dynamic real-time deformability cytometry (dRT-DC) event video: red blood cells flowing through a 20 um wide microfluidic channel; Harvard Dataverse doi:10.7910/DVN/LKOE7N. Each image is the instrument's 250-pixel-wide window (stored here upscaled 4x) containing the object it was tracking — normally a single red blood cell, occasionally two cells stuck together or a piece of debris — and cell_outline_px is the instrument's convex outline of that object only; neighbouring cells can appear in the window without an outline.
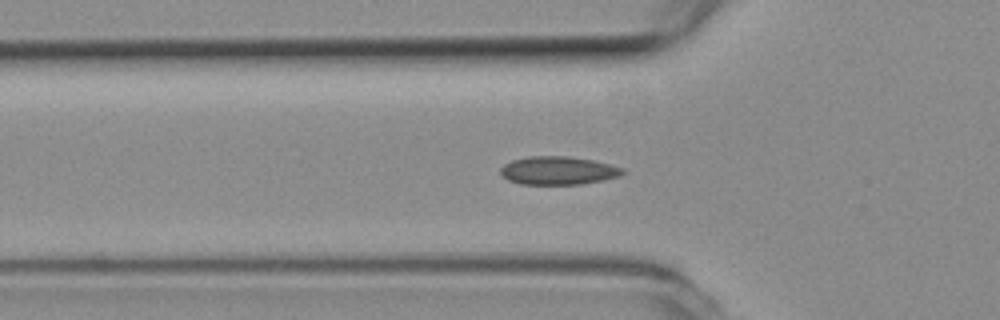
{"species": "common noctule bat (a hibernating species)", "species_latin": "Nyctalus noctula", "temperature_condition": "room temperature", "stored_images_in_passage": 41, "segment_of_instrument_passage": [1, 2], "camera_frame_rate_fps": 3000, "um_per_image_px": 0.085, "animal": {"sex": "female", "body_mass_g": 19.3, "forearm_length_mm": 54.1}, "frame": {"image": 1, "passage_image": 4, "time_ms": 1.0, "image_size_px": [1000, 320], "cell_outline_px": [[624, 172], [620, 176], [604, 180], [580, 184], [520, 184], [508, 180], [500, 172], [500, 168], [504, 164], [512, 160], [528, 156], [568, 156], [592, 160], [624, 168]], "centroid_in_image_um": [47.43, 14.49], "position_along_channel_um": 78.4, "area_um2": 20.06}}
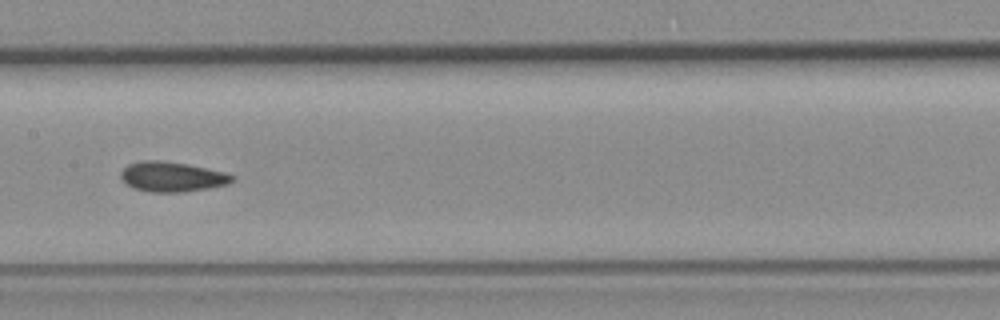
{"frame": {"image": 2, "passage_image": 13, "time_ms": 4.0, "image_size_px": [1000, 320], "cell_outline_px": [[236, 180], [228, 184], [208, 188], [184, 192], [152, 192], [132, 188], [120, 176], [120, 172], [128, 164], [140, 160], [160, 160], [188, 164], [224, 172], [236, 176]], "centroid_in_image_um": [14.64, 15.02], "position_along_channel_um": 192.8, "area_um2": 19.54}}
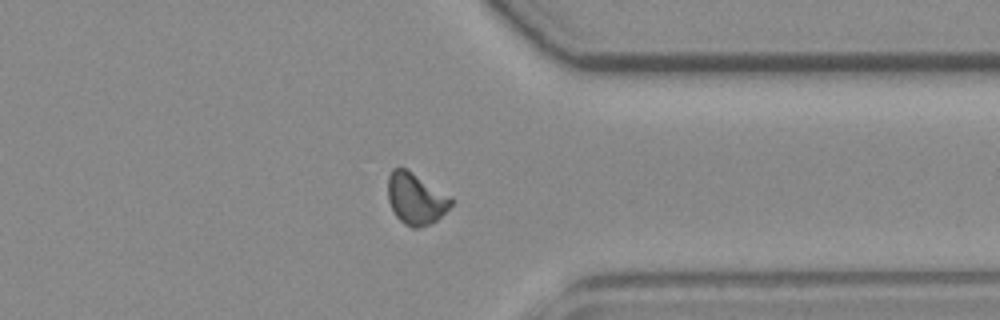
{"frame": {"image": 3, "passage_image": 28, "time_ms": 9.0, "image_size_px": [1000, 320], "cell_outline_px": [[452, 204], [432, 224], [420, 228], [412, 228], [404, 224], [396, 216], [388, 200], [388, 176], [392, 168], [404, 168], [452, 196]], "centroid_in_image_um": [35.34, 16.91], "position_along_channel_um": 376.1, "area_um2": 18.84}}